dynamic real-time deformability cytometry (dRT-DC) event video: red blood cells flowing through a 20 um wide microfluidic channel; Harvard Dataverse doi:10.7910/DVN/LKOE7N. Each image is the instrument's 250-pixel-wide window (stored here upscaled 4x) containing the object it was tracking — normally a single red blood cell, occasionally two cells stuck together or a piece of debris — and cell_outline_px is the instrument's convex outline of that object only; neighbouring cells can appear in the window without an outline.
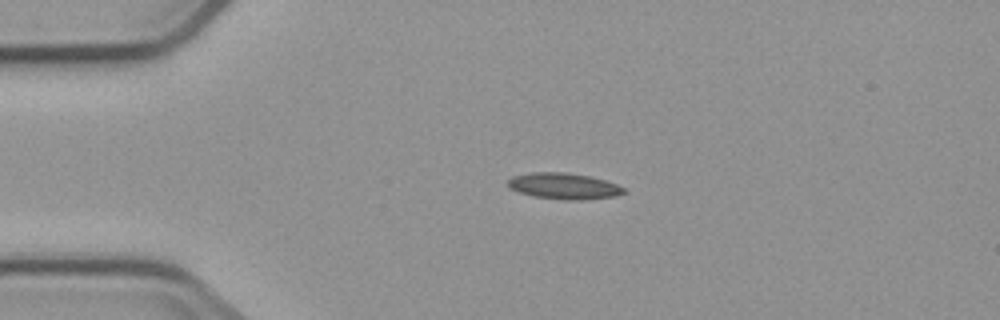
{"species": "common noctule bat (a hibernating species)", "species_latin": "Nyctalus noctula", "temperature_condition": "cold", "stored_images_in_passage": 4, "camera_frame_rate_fps": 3000, "um_per_image_px": 0.085, "animal": {"sex": "male", "body_mass_g": 23.1, "forearm_length_mm": 52.7}, "frame": {"image": 1, "passage_image": 3, "time_ms": 2.333, "image_size_px": [1000, 320], "cell_outline_px": [[628, 192], [616, 196], [580, 200], [568, 200], [536, 196], [520, 192], [508, 188], [508, 180], [512, 176], [532, 172], [568, 172], [588, 176], [604, 180], [616, 184], [624, 188]], "centroid_in_image_um": [47.94, 15.81], "position_along_channel_um": 37.1, "area_um2": 17.57}}